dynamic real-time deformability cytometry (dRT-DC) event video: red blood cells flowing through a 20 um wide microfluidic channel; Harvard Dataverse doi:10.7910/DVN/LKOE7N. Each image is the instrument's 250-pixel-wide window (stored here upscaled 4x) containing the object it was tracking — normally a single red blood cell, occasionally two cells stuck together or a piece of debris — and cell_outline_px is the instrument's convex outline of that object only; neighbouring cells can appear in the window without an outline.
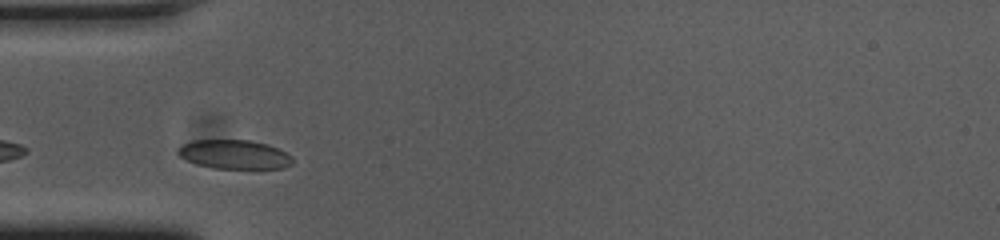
{"species": "common noctule bat (a hibernating species)", "species_latin": "Nyctalus noctula", "temperature_condition": "cold", "stored_images_in_passage": 29, "camera_frame_rate_fps": 3000, "um_per_image_px": 0.085, "animal": {"sex": "female", "body_mass_g": 23.0, "forearm_length_mm": 53.4}, "frame": {"image": 1, "passage_image": 2, "time_ms": 0.333, "image_size_px": [1000, 240], "cell_outline_px": [[292, 164], [284, 168], [260, 172], [216, 168], [196, 164], [180, 156], [176, 152], [176, 148], [192, 140], [252, 140], [268, 144], [292, 156]], "centroid_in_image_um": [19.98, 13.18], "position_along_channel_um": 65.0, "area_um2": 20.29}}
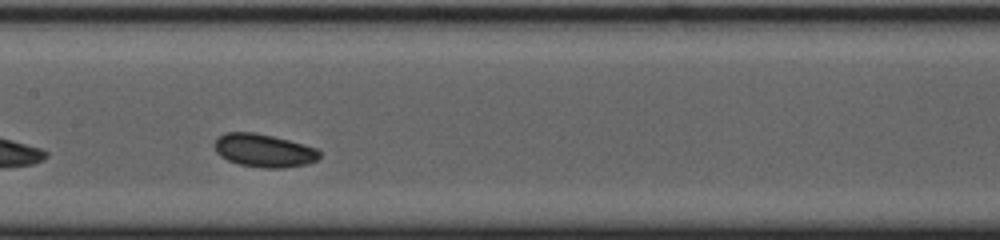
{"frame": {"image": 2, "passage_image": 12, "time_ms": 3.667, "image_size_px": [1000, 240], "cell_outline_px": [[320, 156], [316, 160], [308, 164], [284, 168], [264, 168], [240, 164], [228, 160], [220, 156], [216, 152], [212, 144], [220, 136], [228, 132], [252, 132], [272, 136], [288, 140], [316, 148], [320, 152]], "centroid_in_image_um": [22.42, 12.8], "position_along_channel_um": 185.0, "area_um2": 20.17}}
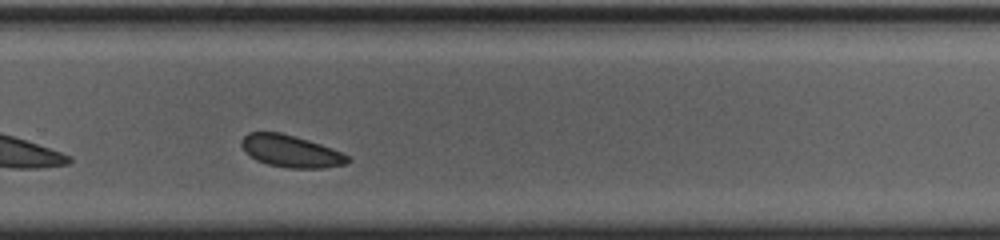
{"frame": {"image": 3, "passage_image": 22, "time_ms": 7.0, "image_size_px": [1000, 240], "cell_outline_px": [[352, 160], [348, 164], [324, 168], [288, 168], [268, 164], [256, 160], [244, 152], [240, 144], [240, 140], [248, 132], [280, 132], [320, 144], [332, 148], [348, 156]], "centroid_in_image_um": [24.7, 12.86], "position_along_channel_um": 305.1, "area_um2": 19.94}, "authors_computed_cell_mechanics": {"area_um2": 19.941, "velocity_mm_per_s": 3.6162, "shape_relaxation_time_tau1_ms": null, "shape_relaxation_time_tau2_ms": 2.6733, "deformation_change_tau1": null, "deformation_change_tau2": 0.0469}}